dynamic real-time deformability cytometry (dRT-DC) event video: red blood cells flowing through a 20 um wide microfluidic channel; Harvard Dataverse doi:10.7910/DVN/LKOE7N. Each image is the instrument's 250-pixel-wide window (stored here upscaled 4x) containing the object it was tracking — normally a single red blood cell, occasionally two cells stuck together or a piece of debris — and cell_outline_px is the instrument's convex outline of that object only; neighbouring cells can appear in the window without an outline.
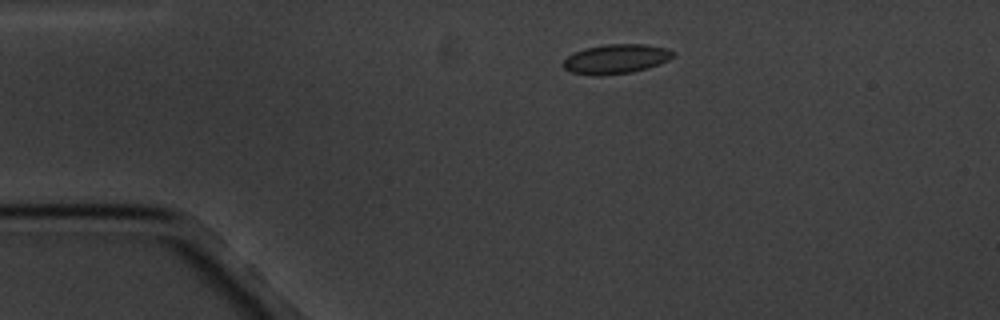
{"species": "common noctule bat (a hibernating species)", "species_latin": "Nyctalus noctula", "temperature_condition": "cold", "stored_images_in_passage": 4, "camera_frame_rate_fps": 3000, "um_per_image_px": 0.085, "animal": {"sex": "male", "body_mass_g": 20.1, "forearm_length_mm": 53.5}, "frame": {"image": 1, "passage_image": 2, "time_ms": 2.0, "image_size_px": [1000, 320], "cell_outline_px": [[676, 52], [668, 60], [648, 68], [632, 72], [600, 76], [592, 76], [572, 72], [564, 68], [560, 64], [568, 56], [584, 48], [608, 44], [644, 44], [668, 48]], "centroid_in_image_um": [52.35, 5.02], "position_along_channel_um": 32.7, "area_um2": 18.96}}
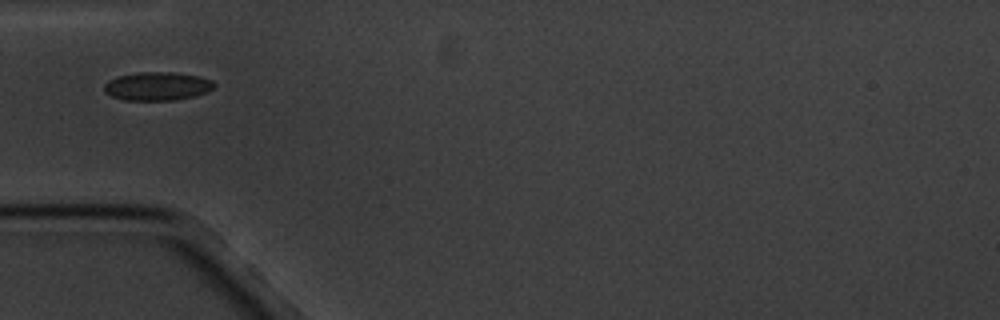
{"frame": {"image": 2, "passage_image": 4, "time_ms": 4.333, "image_size_px": [1000, 320], "cell_outline_px": [[216, 84], [212, 88], [196, 96], [176, 100], [124, 100], [112, 96], [104, 92], [104, 84], [108, 80], [116, 76], [136, 72], [172, 72], [196, 76], [212, 80]], "centroid_in_image_um": [13.32, 7.32], "position_along_channel_um": 71.7, "area_um2": 18.26}}